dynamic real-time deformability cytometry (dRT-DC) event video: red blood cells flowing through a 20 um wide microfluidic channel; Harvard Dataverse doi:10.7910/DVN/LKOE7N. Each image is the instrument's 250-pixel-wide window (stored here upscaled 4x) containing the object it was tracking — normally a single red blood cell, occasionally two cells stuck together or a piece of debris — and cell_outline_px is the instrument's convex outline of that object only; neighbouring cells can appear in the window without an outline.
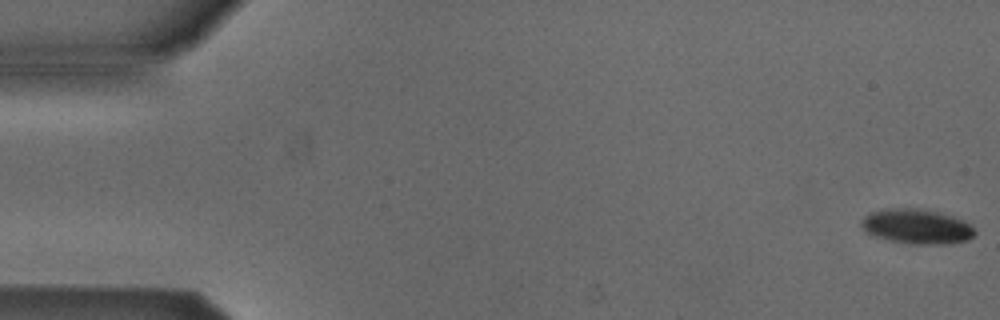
{"species": "Egyptian fruit bat (a non-hibernating species)", "species_latin": "Rousettus aegyptiacus", "temperature_condition": "cold", "stored_images_in_passage": 2, "camera_frame_rate_fps": 3000, "um_per_image_px": 0.085, "animal": {"sex": "male"}, "frame": {"image": 1, "passage_image": 1, "time_ms": 0.0, "image_size_px": [1000, 320], "cell_outline_px": [[976, 232], [968, 240], [944, 244], [908, 244], [888, 240], [876, 236], [868, 232], [860, 224], [860, 220], [868, 212], [884, 208], [920, 208], [952, 216], [964, 220], [972, 224]], "centroid_in_image_um": [77.92, 19.24], "position_along_channel_um": 7.1, "area_um2": 23.18}}